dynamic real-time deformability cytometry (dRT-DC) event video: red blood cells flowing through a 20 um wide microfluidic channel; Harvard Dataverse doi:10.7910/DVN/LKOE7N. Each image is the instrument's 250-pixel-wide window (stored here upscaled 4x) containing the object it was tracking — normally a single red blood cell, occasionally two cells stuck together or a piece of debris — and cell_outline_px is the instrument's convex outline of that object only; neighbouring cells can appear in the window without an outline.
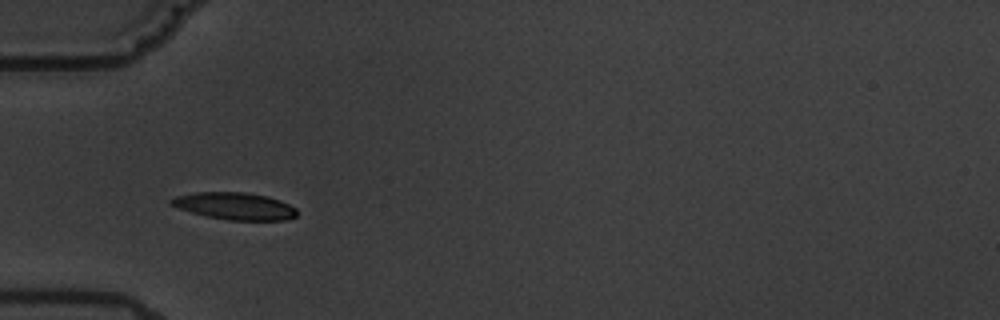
{"species": "common noctule bat (a hibernating species)", "species_latin": "Nyctalus noctula", "temperature_condition": "warm", "stored_images_in_passage": 5, "camera_frame_rate_fps": 3000, "um_per_image_px": 0.085, "animal": {"sex": "male", "body_mass_g": 19.5, "forearm_length_mm": 54.6}, "frame": {"image": 1, "passage_image": 4, "time_ms": 3.667, "image_size_px": [1000, 320], "cell_outline_px": [[296, 216], [284, 220], [228, 220], [208, 216], [192, 212], [168, 204], [168, 200], [176, 196], [196, 192], [244, 192], [268, 196], [280, 200], [296, 208]], "centroid_in_image_um": [19.95, 17.5], "position_along_channel_um": 65.1, "area_um2": 19.77}}
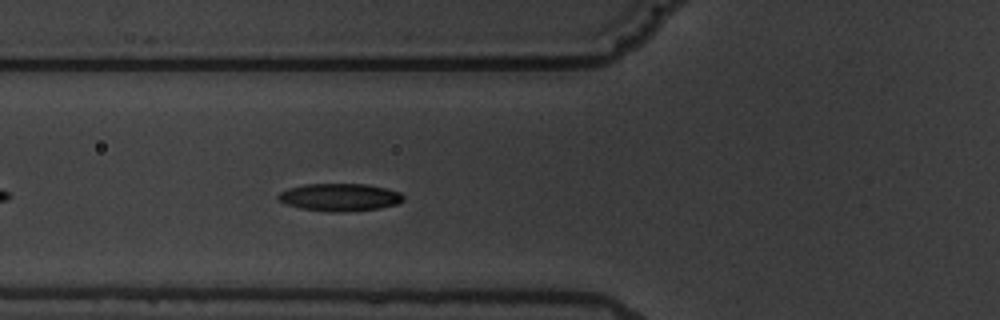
{"frame": {"image": 2, "passage_image": 5, "time_ms": 4.667, "image_size_px": [1000, 320], "cell_outline_px": [[404, 200], [396, 204], [380, 208], [344, 212], [332, 212], [300, 208], [284, 204], [276, 200], [276, 196], [280, 192], [288, 188], [304, 184], [364, 184], [384, 188], [400, 192], [404, 196]], "centroid_in_image_um": [28.82, 16.77], "position_along_channel_um": 97.0, "area_um2": 20.23}}